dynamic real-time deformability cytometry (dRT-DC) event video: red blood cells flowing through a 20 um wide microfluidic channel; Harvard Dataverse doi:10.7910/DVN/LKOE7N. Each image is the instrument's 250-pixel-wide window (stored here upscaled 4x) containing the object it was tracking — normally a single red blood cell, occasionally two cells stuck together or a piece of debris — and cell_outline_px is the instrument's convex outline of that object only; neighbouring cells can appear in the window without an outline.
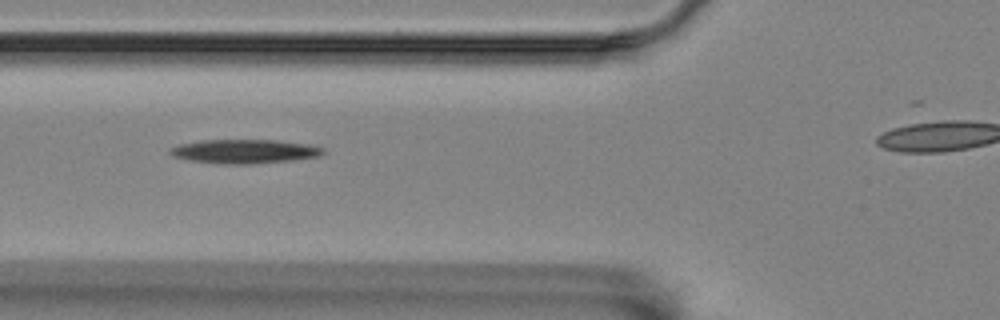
{"species": "Egyptian fruit bat (a non-hibernating species)", "species_latin": "Rousettus aegyptiacus", "temperature_condition": "room temperature", "stored_images_in_passage": 11, "camera_frame_rate_fps": 3000, "um_per_image_px": 0.085, "animal": {"sex": "female"}, "frame": {"image": 1, "passage_image": 5, "time_ms": 1.333, "image_size_px": [1000, 320], "cell_outline_px": [[328, 152], [320, 156], [292, 160], [248, 164], [224, 164], [192, 160], [172, 156], [168, 152], [176, 144], [200, 140], [276, 140], [308, 144], [324, 148]], "centroid_in_image_um": [20.81, 12.86], "position_along_channel_um": 105.0, "area_um2": 21.44}}
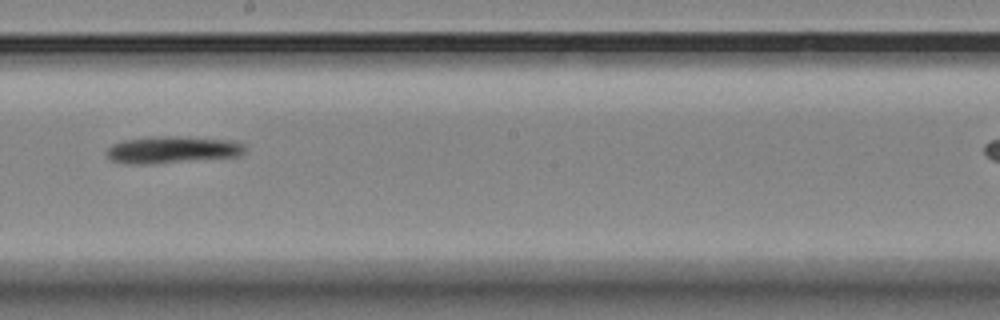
{"frame": {"image": 2, "passage_image": 8, "time_ms": 2.333, "image_size_px": [1000, 320], "cell_outline_px": [[244, 152], [240, 156], [152, 164], [128, 164], [112, 160], [104, 152], [112, 144], [124, 140], [144, 136], [176, 136], [240, 140], [244, 144]], "centroid_in_image_um": [14.66, 12.71], "position_along_channel_um": 233.5, "area_um2": 22.2}}
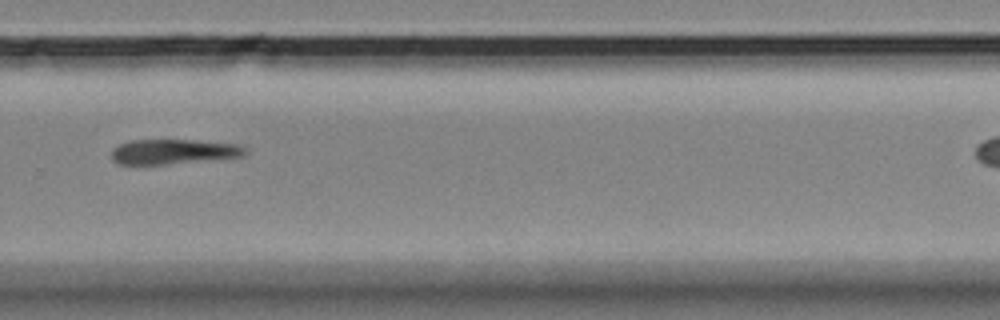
{"frame": {"image": 3, "passage_image": 10, "time_ms": 3.0, "image_size_px": [1000, 320], "cell_outline_px": [[248, 152], [244, 156], [164, 164], [116, 164], [112, 160], [112, 148], [120, 144], [132, 140], [196, 140], [236, 144], [244, 148]], "centroid_in_image_um": [14.71, 12.88], "position_along_channel_um": 315.1, "area_um2": 19.19}}